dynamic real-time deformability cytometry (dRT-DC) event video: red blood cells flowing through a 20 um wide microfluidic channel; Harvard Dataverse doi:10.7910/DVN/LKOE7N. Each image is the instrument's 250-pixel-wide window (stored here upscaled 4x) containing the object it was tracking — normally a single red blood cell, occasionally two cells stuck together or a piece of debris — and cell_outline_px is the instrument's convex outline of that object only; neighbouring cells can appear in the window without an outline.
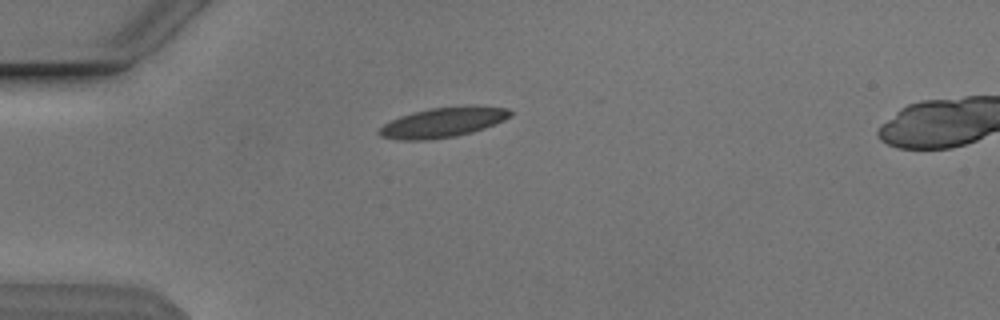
{"species": "Egyptian fruit bat (a non-hibernating species)", "species_latin": "Rousettus aegyptiacus", "temperature_condition": "cold", "stored_images_in_passage": 38, "camera_frame_rate_fps": 3000, "um_per_image_px": 0.085, "animal": {"sex": "male"}, "frame": {"image": 1, "passage_image": 1, "time_ms": 0.0, "image_size_px": [1000, 320], "cell_outline_px": [[512, 116], [504, 120], [484, 128], [472, 132], [456, 136], [424, 140], [400, 140], [380, 136], [376, 132], [384, 124], [400, 116], [412, 112], [428, 108], [472, 104], [508, 108], [512, 112]], "centroid_in_image_um": [37.68, 10.38], "position_along_channel_um": 47.3, "area_um2": 23.18}}
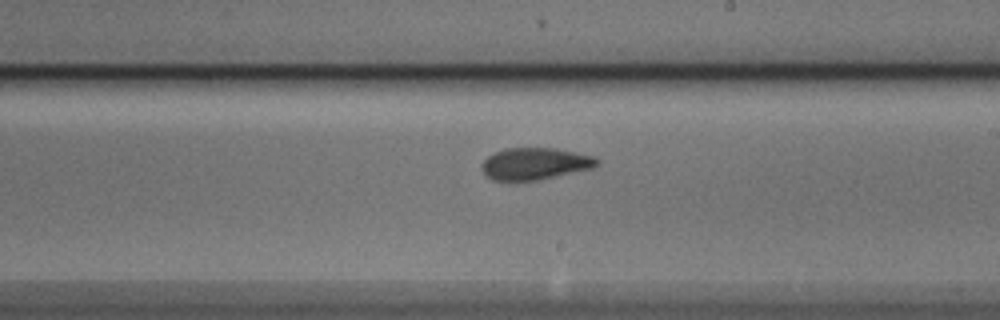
{"frame": {"image": 2, "passage_image": 18, "time_ms": 5.667, "image_size_px": [1000, 320], "cell_outline_px": [[600, 164], [592, 168], [536, 180], [492, 180], [480, 168], [480, 164], [488, 156], [504, 148], [556, 148], [596, 156], [600, 160]], "centroid_in_image_um": [45.49, 13.9], "position_along_channel_um": 243.5, "area_um2": 21.39}}
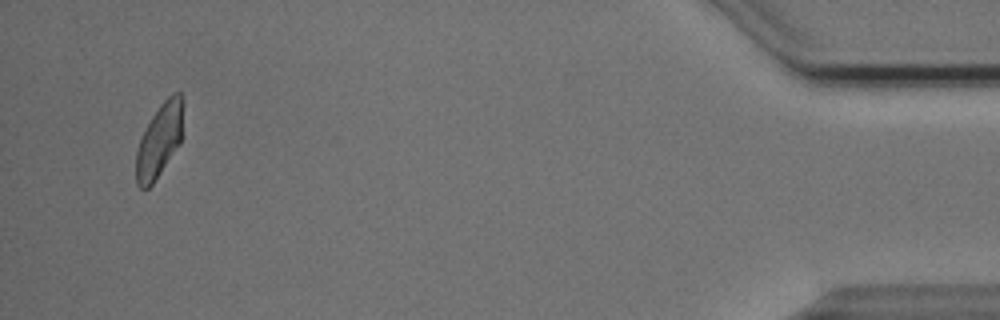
{"frame": {"image": 3, "passage_image": 38, "time_ms": 12.333, "image_size_px": [1000, 320], "cell_outline_px": [[184, 104], [180, 144], [152, 184], [148, 188], [140, 188], [136, 184], [136, 152], [140, 140], [152, 116], [160, 104], [172, 92], [180, 92]], "centroid_in_image_um": [13.56, 11.9], "position_along_channel_um": 421.6, "area_um2": 20.06}, "authors_computed_cell_mechanics": {"area_um2": 21.4149, "velocity_mm_per_s": 3.8208, "shape_relaxation_time_tau1_ms": 8.137, "shape_relaxation_time_tau2_ms": 2.2431, "deformation_change_tau1": 0.2042, "deformation_change_tau2": 0.0721}}